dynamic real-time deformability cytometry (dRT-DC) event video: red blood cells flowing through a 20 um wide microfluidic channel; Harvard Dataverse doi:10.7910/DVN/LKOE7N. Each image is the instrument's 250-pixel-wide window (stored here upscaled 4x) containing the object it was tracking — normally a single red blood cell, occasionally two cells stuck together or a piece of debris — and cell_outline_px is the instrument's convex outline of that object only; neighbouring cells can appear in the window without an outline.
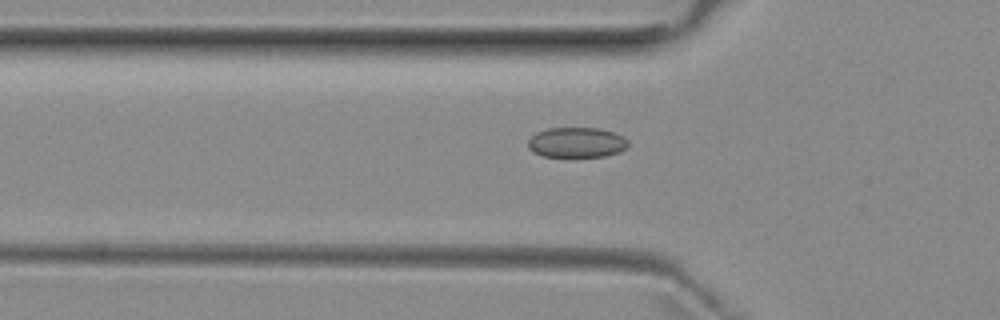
{"species": "common noctule bat (a hibernating species)", "species_latin": "Nyctalus noctula", "temperature_condition": "room temperature", "stored_images_in_passage": 44, "camera_frame_rate_fps": 3000, "um_per_image_px": 0.085, "animal": {"sex": "female", "body_mass_g": 29.2, "forearm_length_mm": 56.3}, "frame": {"image": 1, "passage_image": 16, "time_ms": 5.0, "image_size_px": [1000, 320], "cell_outline_px": [[628, 148], [620, 152], [604, 156], [572, 160], [544, 156], [532, 152], [528, 148], [528, 140], [536, 132], [548, 128], [600, 128], [624, 136], [628, 140]], "centroid_in_image_um": [49.02, 12.16], "position_along_channel_um": 76.8, "area_um2": 18.55}}
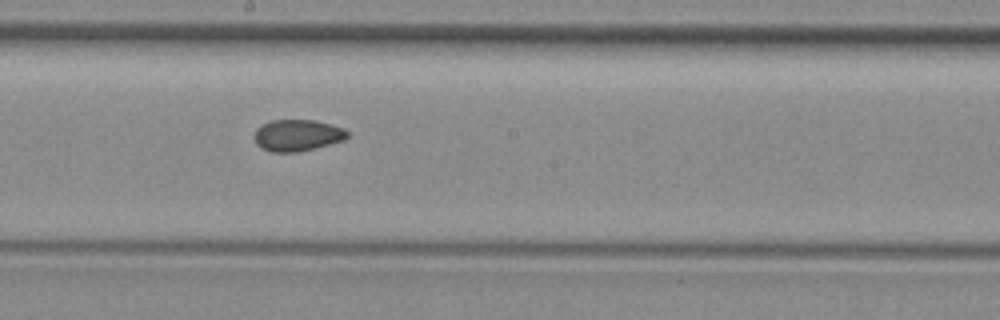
{"frame": {"image": 2, "passage_image": 27, "time_ms": 8.667, "image_size_px": [1000, 320], "cell_outline_px": [[348, 136], [344, 140], [296, 152], [272, 152], [260, 148], [256, 144], [252, 136], [256, 128], [272, 120], [316, 120], [332, 124], [344, 128], [348, 132]], "centroid_in_image_um": [25.24, 11.49], "position_along_channel_um": 223.0, "area_um2": 17.17}}
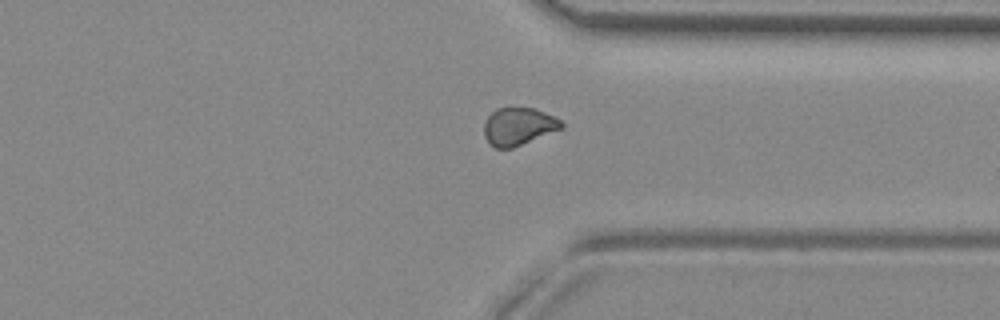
{"frame": {"image": 3, "passage_image": 38, "time_ms": 12.333, "image_size_px": [1000, 320], "cell_outline_px": [[564, 128], [512, 148], [496, 148], [484, 136], [484, 120], [496, 108], [532, 108], [544, 112], [560, 120], [564, 124]], "centroid_in_image_um": [44.07, 10.74], "position_along_channel_um": 367.3, "area_um2": 16.82}, "authors_computed_cell_mechanics": {"area_um2": 17.4267, "velocity_mm_per_s": 3.9652, "shape_relaxation_time_tau1_ms": null, "shape_relaxation_time_tau2_ms": 2.6023, "deformation_change_tau1": null, "deformation_change_tau2": 0.0569}}